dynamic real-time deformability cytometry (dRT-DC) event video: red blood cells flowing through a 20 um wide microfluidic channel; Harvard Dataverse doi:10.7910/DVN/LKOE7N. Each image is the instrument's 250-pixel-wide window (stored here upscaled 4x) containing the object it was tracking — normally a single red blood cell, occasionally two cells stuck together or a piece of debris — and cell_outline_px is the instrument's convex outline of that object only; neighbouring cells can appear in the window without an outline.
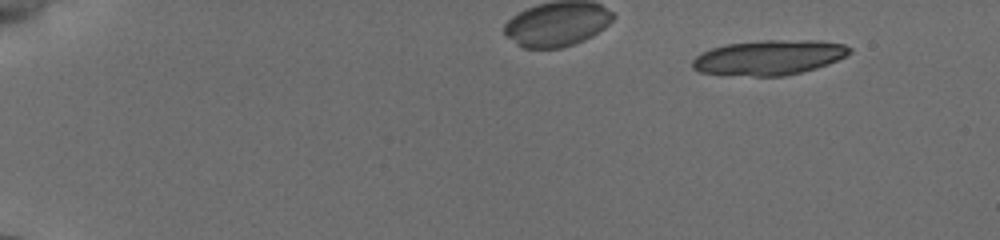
{"species": "common noctule bat (a hibernating species)", "species_latin": "Nyctalus noctula", "temperature_condition": "cold", "stored_images_in_passage": 56, "camera_frame_rate_fps": 3000, "um_per_image_px": 0.085, "animal": {"sex": "female", "body_mass_g": 19.5, "forearm_length_mm": 54.1}, "frame": {"image": 1, "passage_image": 1, "time_ms": 0.0, "image_size_px": [1000, 240], "cell_outline_px": [[852, 52], [828, 64], [816, 68], [784, 76], [756, 76], [700, 72], [692, 68], [692, 60], [700, 52], [724, 44], [764, 40], [816, 40], [844, 44], [852, 48]], "centroid_in_image_um": [65.36, 4.87], "position_along_channel_um": 19.6, "area_um2": 31.91}}
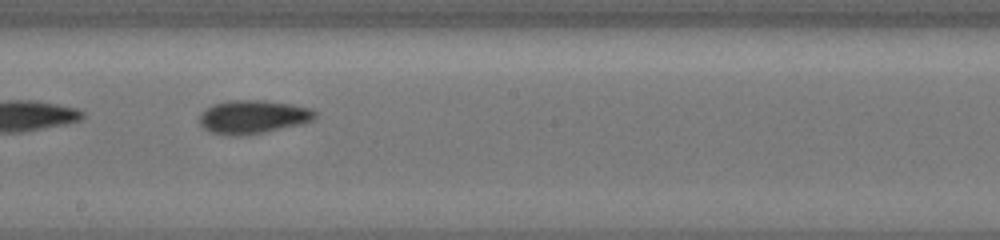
{"frame": {"image": 2, "passage_image": 29, "time_ms": 9.333, "image_size_px": [1000, 240], "cell_outline_px": [[316, 116], [312, 120], [296, 124], [260, 132], [240, 136], [232, 136], [212, 132], [204, 128], [200, 124], [200, 116], [212, 104], [224, 100], [264, 100], [292, 104], [308, 108], [316, 112]], "centroid_in_image_um": [21.45, 9.91], "position_along_channel_um": 226.7, "area_um2": 22.02}}
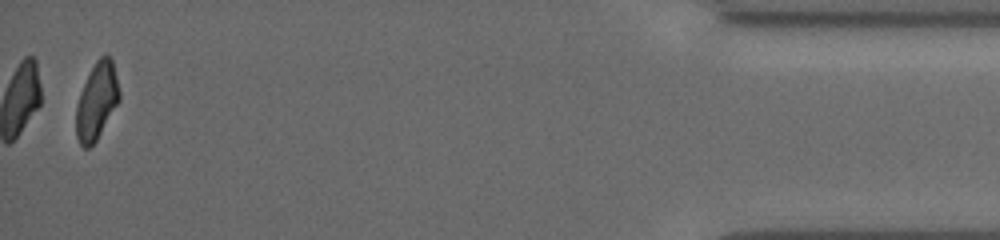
{"frame": {"image": 3, "passage_image": 54, "time_ms": 16.333, "image_size_px": [1000, 240], "cell_outline_px": [[120, 100], [96, 140], [88, 148], [84, 148], [80, 144], [76, 136], [76, 108], [80, 92], [96, 60], [104, 52], [112, 60], [120, 92]], "centroid_in_image_um": [8.22, 8.59], "position_along_channel_um": 427.0, "area_um2": 19.13}, "authors_computed_cell_mechanics": {"area_um2": 21.4149, "velocity_mm_per_s": 3.8467, "shape_relaxation_time_tau1_ms": 2.8414, "shape_relaxation_time_tau2_ms": 6.8207, "deformation_change_tau1": 0.1363, "deformation_change_tau2": 0.1139}}